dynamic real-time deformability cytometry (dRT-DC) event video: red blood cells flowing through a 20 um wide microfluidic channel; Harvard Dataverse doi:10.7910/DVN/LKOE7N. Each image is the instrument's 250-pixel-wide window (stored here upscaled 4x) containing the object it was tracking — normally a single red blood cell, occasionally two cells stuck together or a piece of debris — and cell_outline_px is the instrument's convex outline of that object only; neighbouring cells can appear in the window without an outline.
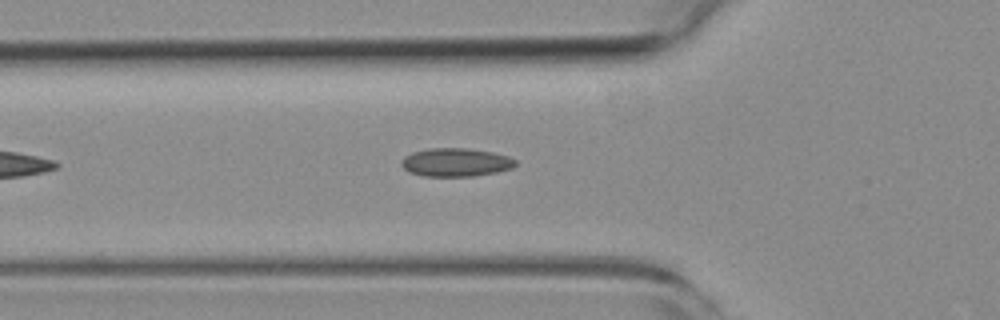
{"species": "common noctule bat (a hibernating species)", "species_latin": "Nyctalus noctula", "temperature_condition": "room temperature", "stored_images_in_passage": 41, "camera_frame_rate_fps": 3000, "um_per_image_px": 0.085, "animal": {"sex": "female", "body_mass_g": 19.3, "forearm_length_mm": 54.1}, "frame": {"image": 1, "passage_image": 8, "time_ms": 2.333, "image_size_px": [1000, 320], "cell_outline_px": [[516, 164], [512, 168], [496, 172], [472, 176], [424, 176], [408, 172], [400, 164], [400, 160], [404, 156], [412, 152], [428, 148], [468, 148], [492, 152], [508, 156], [516, 160]], "centroid_in_image_um": [38.7, 13.79], "position_along_channel_um": 87.1, "area_um2": 18.96}}
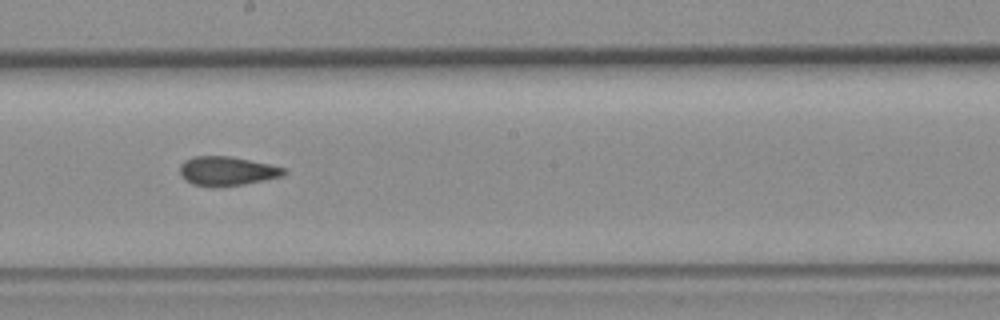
{"frame": {"image": 2, "passage_image": 19, "time_ms": 6.0, "image_size_px": [1000, 320], "cell_outline_px": [[288, 172], [284, 176], [244, 184], [216, 188], [192, 184], [184, 180], [180, 176], [180, 164], [184, 160], [192, 156], [232, 156], [268, 164], [284, 168]], "centroid_in_image_um": [19.26, 14.55], "position_along_channel_um": 228.9, "area_um2": 17.98}}
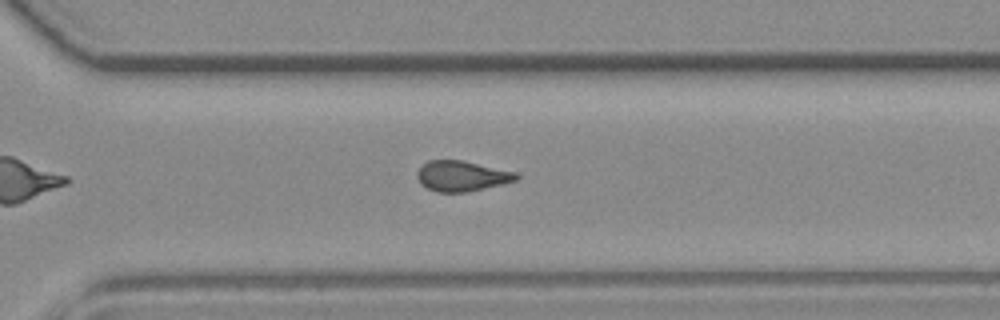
{"frame": {"image": 3, "passage_image": 27, "time_ms": 8.667, "image_size_px": [1000, 320], "cell_outline_px": [[520, 176], [516, 180], [504, 184], [468, 192], [436, 192], [420, 184], [416, 176], [416, 172], [428, 160], [460, 160], [516, 172]], "centroid_in_image_um": [39.24, 14.97], "position_along_channel_um": 331.4, "area_um2": 17.57}, "authors_computed_cell_mechanics": {"area_um2": 17.8602, "velocity_mm_per_s": 3.8594, "shape_relaxation_time_tau1_ms": null, "shape_relaxation_time_tau2_ms": 1.5377, "deformation_change_tau1": null, "deformation_change_tau2": 0.0827}}